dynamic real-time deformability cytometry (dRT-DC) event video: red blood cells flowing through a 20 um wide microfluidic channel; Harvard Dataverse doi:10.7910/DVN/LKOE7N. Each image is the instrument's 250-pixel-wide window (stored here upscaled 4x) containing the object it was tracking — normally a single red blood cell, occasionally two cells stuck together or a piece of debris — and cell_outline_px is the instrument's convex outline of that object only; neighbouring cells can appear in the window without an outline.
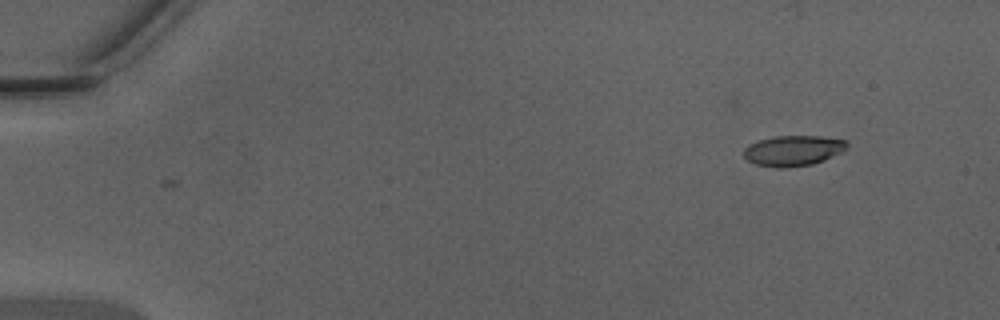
{"species": "Egyptian fruit bat (a non-hibernating species)", "species_latin": "Rousettus aegyptiacus", "temperature_condition": "warm", "stored_images_in_passage": 35, "camera_frame_rate_fps": 3000, "um_per_image_px": 0.085, "animal": {"sex": "male"}, "frame": {"image": 1, "passage_image": 1, "time_ms": 0.0, "image_size_px": [1000, 320], "cell_outline_px": [[848, 144], [844, 152], [824, 160], [812, 164], [756, 164], [748, 160], [744, 156], [744, 148], [748, 144], [772, 136], [820, 136], [848, 140]], "centroid_in_image_um": [67.49, 12.73], "position_along_channel_um": 17.5, "area_um2": 17.57}}
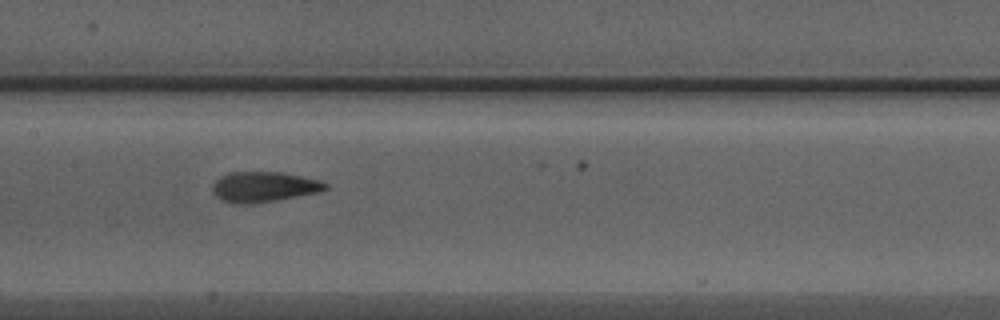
{"frame": {"image": 2, "passage_image": 21, "time_ms": 6.667, "image_size_px": [1000, 320], "cell_outline_px": [[328, 188], [320, 192], [252, 204], [232, 204], [220, 200], [212, 192], [212, 184], [220, 176], [232, 172], [284, 172], [320, 180], [328, 184]], "centroid_in_image_um": [22.41, 15.89], "position_along_channel_um": 185.0, "area_um2": 20.17}}
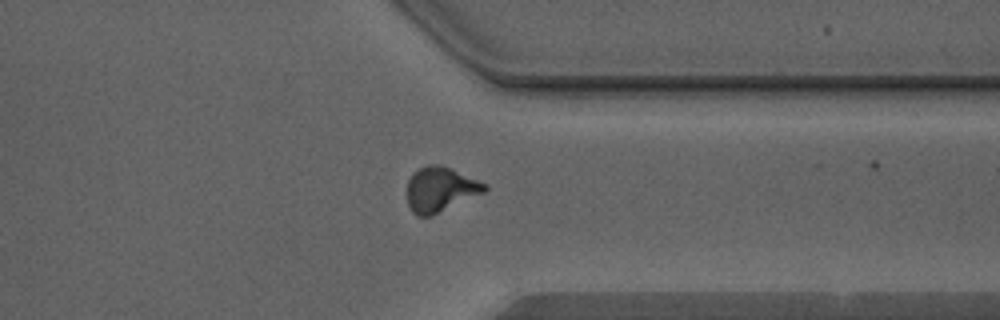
{"frame": {"image": 3, "passage_image": 34, "time_ms": 11.0, "image_size_px": [1000, 320], "cell_outline_px": [[488, 188], [484, 192], [432, 216], [416, 216], [412, 212], [408, 204], [408, 180], [412, 172], [428, 164], [440, 164], [452, 168], [488, 184]], "centroid_in_image_um": [37.43, 16.08], "position_along_channel_um": 374.0, "area_um2": 20.4}}